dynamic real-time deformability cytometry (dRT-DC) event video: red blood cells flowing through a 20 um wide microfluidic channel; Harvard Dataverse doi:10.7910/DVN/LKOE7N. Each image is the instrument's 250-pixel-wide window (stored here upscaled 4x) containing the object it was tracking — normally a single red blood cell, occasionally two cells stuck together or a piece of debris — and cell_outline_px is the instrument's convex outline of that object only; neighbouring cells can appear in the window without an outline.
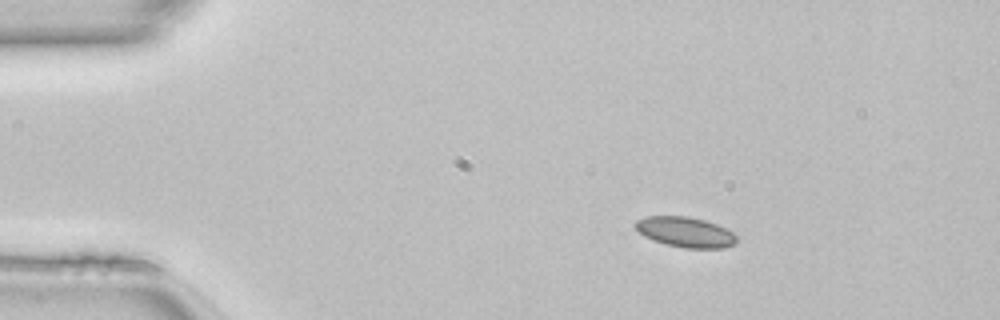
{"species": "common noctule bat (a hibernating species)", "species_latin": "Nyctalus noctula", "temperature_condition": "room temperature", "stored_images_in_passage": 42, "camera_frame_rate_fps": 3000, "um_per_image_px": 0.085, "animal": {"sex": "female", "body_mass_g": 22.7, "forearm_length_mm": 54.2}, "frame": {"image": 1, "passage_image": 1, "time_ms": 0.0, "image_size_px": [1000, 320], "cell_outline_px": [[736, 244], [724, 248], [684, 248], [664, 244], [652, 240], [644, 236], [632, 224], [636, 220], [648, 216], [688, 216], [704, 220], [716, 224], [732, 232], [736, 236]], "centroid_in_image_um": [58.23, 19.73], "position_along_channel_um": 26.8, "area_um2": 17.92}}
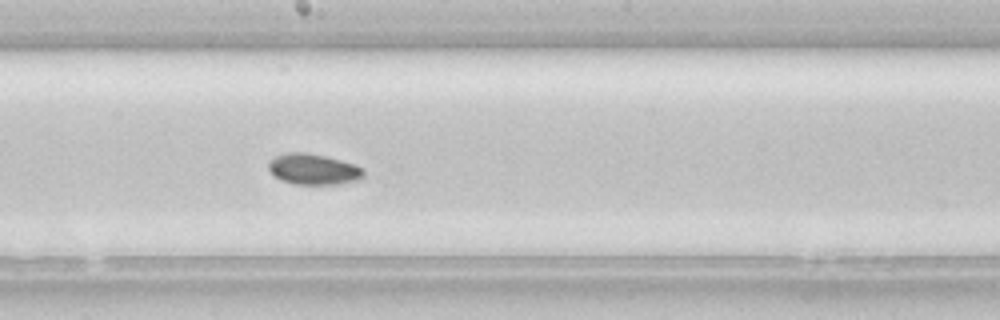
{"frame": {"image": 2, "passage_image": 20, "time_ms": 6.333, "image_size_px": [1000, 320], "cell_outline_px": [[364, 176], [360, 180], [340, 184], [292, 184], [280, 180], [268, 168], [268, 164], [276, 156], [284, 152], [304, 152], [324, 156], [340, 160], [364, 168]], "centroid_in_image_um": [26.66, 14.39], "position_along_channel_um": 221.5, "area_um2": 17.05}}
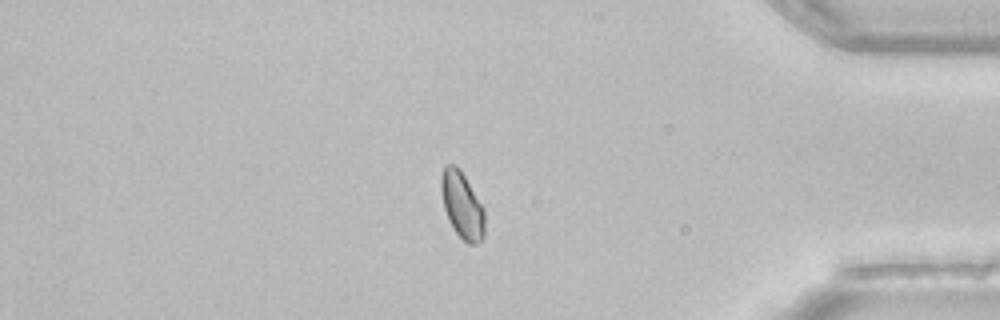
{"frame": {"image": 3, "passage_image": 35, "time_ms": 11.333, "image_size_px": [1000, 320], "cell_outline_px": [[484, 236], [476, 244], [468, 244], [456, 232], [448, 220], [444, 208], [440, 188], [440, 176], [444, 164], [456, 164], [464, 176], [484, 208]], "centroid_in_image_um": [39.25, 17.41], "position_along_channel_um": 396.0, "area_um2": 16.88}}